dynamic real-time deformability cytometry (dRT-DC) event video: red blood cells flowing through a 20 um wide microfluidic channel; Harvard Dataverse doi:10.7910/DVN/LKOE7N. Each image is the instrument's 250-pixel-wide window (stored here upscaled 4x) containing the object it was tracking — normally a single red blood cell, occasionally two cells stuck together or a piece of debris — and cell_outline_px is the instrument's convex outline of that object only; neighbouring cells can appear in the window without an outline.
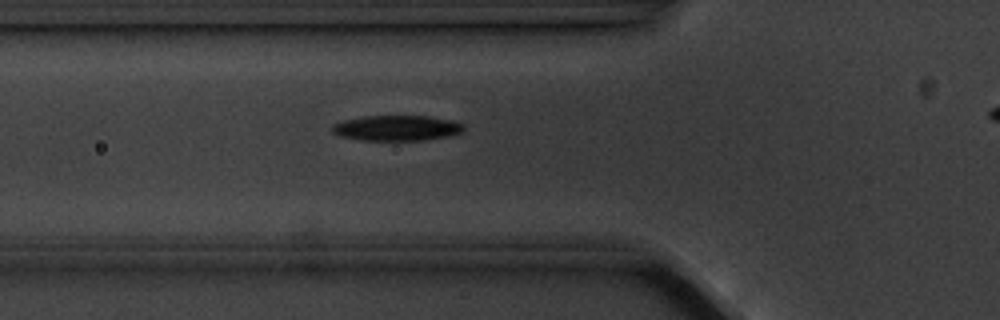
{"species": "common noctule bat (a hibernating species)", "species_latin": "Nyctalus noctula", "temperature_condition": "cold", "stored_images_in_passage": 6, "camera_frame_rate_fps": 3000, "um_per_image_px": 0.085, "animal": {"sex": "male", "body_mass_g": 20.1, "forearm_length_mm": 53.5}, "frame": {"image": 1, "passage_image": 6, "time_ms": 5.667, "image_size_px": [1000, 320], "cell_outline_px": [[464, 132], [448, 136], [420, 140], [364, 140], [344, 136], [332, 132], [332, 124], [344, 120], [360, 116], [428, 116], [452, 120], [464, 124]], "centroid_in_image_um": [33.76, 10.87], "position_along_channel_um": 92.0, "area_um2": 19.36}}